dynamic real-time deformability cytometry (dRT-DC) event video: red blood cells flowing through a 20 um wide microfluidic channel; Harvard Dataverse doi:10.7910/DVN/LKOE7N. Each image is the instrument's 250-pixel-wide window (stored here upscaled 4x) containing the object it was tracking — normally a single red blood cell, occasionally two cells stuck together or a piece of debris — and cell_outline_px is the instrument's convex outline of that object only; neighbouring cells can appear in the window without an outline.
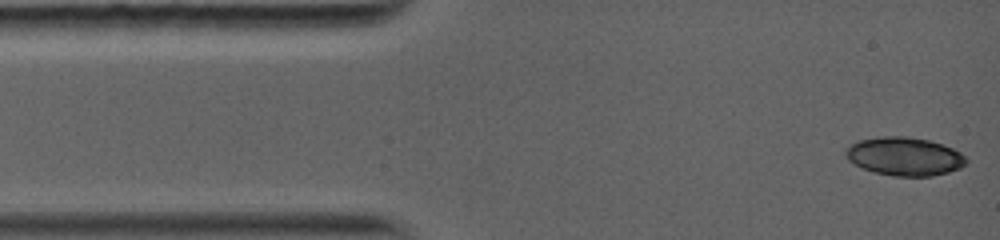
{"species": "common noctule bat (a hibernating species)", "species_latin": "Nyctalus noctula", "temperature_condition": "warm", "stored_images_in_passage": 7, "camera_frame_rate_fps": 5000, "um_per_image_px": 0.085, "animal": {"sex": "female", "body_mass_g": 19.0, "forearm_length_mm": 56.7}, "frame": {"image": 1, "passage_image": 1, "time_ms": 0.0, "image_size_px": [1000, 240], "cell_outline_px": [[968, 160], [960, 168], [948, 172], [932, 176], [892, 176], [876, 172], [864, 168], [848, 160], [844, 152], [844, 148], [860, 140], [884, 136], [904, 136], [928, 140], [944, 144], [960, 152]], "centroid_in_image_um": [76.89, 13.29], "position_along_channel_um": 8.1, "area_um2": 26.82}}